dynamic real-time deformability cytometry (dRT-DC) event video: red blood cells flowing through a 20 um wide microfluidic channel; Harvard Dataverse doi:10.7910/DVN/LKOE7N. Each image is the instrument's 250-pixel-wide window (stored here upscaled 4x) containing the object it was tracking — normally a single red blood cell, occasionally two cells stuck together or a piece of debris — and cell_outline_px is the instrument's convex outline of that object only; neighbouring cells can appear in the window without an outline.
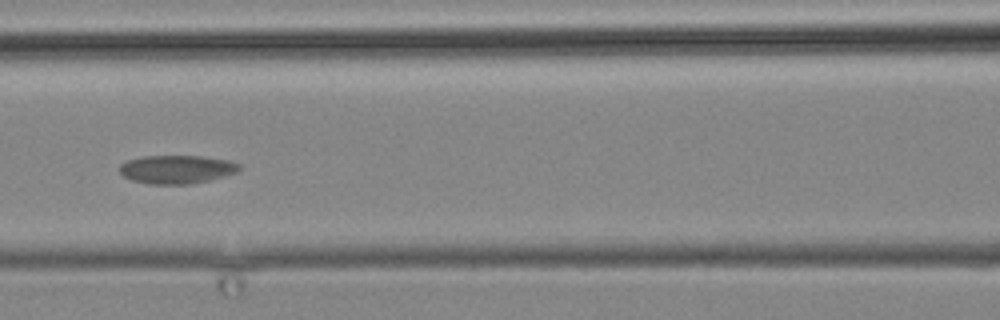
{"species": "common noctule bat (a hibernating species)", "species_latin": "Nyctalus noctula", "temperature_condition": "cold", "stored_images_in_passage": 3, "camera_frame_rate_fps": 3000, "um_per_image_px": 0.085, "animal": {"sex": "male", "body_mass_g": 19.2, "forearm_length_mm": 51.8}, "frame": {"image": 1, "passage_image": 3, "time_ms": 2.333, "image_size_px": [1000, 320], "cell_outline_px": [[240, 168], [236, 172], [224, 176], [208, 180], [188, 184], [148, 184], [132, 180], [124, 176], [120, 172], [120, 164], [128, 160], [140, 156], [200, 156], [228, 160], [240, 164]], "centroid_in_image_um": [15.0, 14.39], "position_along_channel_um": 151.6, "area_um2": 19.71}}